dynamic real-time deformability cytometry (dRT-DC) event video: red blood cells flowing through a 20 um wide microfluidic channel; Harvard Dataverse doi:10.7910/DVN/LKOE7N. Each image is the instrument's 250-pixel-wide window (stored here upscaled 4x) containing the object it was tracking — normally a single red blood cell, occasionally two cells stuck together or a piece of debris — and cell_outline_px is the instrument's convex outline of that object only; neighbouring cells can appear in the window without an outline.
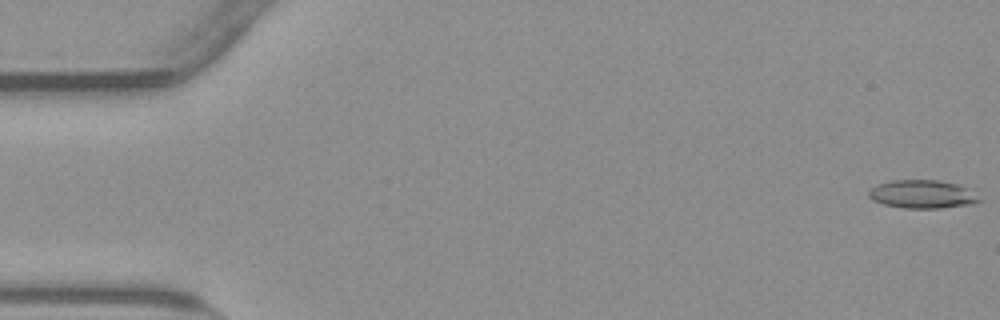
{"species": "common noctule bat (a hibernating species)", "species_latin": "Nyctalus noctula", "temperature_condition": "warm", "stored_images_in_passage": 14, "camera_frame_rate_fps": 3000, "um_per_image_px": 0.085, "animal": {"sex": "male", "body_mass_g": 23.1, "forearm_length_mm": 52.7}, "frame": {"image": 1, "passage_image": 1, "time_ms": 0.0, "image_size_px": [1000, 320], "cell_outline_px": [[984, 200], [972, 204], [940, 208], [904, 208], [884, 204], [872, 200], [868, 196], [868, 192], [876, 184], [892, 180], [936, 180], [956, 184], [964, 188]], "centroid_in_image_um": [78.36, 16.51], "position_along_channel_um": 6.6, "area_um2": 18.03}}